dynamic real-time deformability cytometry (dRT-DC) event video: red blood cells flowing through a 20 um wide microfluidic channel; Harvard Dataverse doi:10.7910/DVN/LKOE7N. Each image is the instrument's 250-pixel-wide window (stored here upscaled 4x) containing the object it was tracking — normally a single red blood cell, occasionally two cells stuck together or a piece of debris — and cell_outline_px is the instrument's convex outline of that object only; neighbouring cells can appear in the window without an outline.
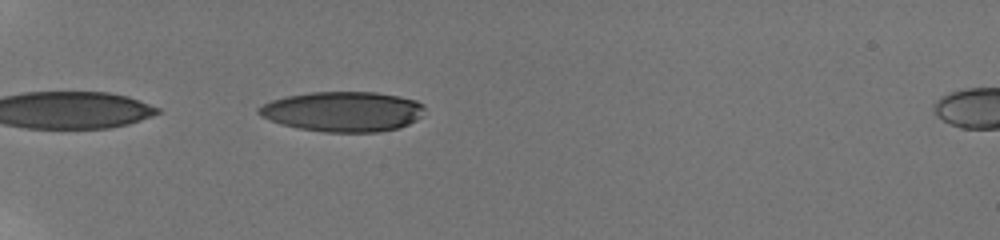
{"species": "human", "species_latin": "Homo sapiens", "temperature_condition": "room temperature", "stored_images_in_passage": 25, "camera_frame_rate_fps": 3000, "um_per_image_px": 0.085, "donor": {"sex": "male"}, "frame": {"image": 1, "passage_image": 1, "time_ms": 0.0, "image_size_px": [1000, 240], "cell_outline_px": [[424, 108], [420, 116], [416, 120], [400, 128], [380, 132], [324, 132], [300, 128], [280, 124], [260, 116], [256, 112], [256, 108], [272, 100], [288, 96], [312, 92], [376, 92], [400, 96], [416, 100], [424, 104]], "centroid_in_image_um": [29.15, 9.48], "position_along_channel_um": 55.8, "area_um2": 38.84}}
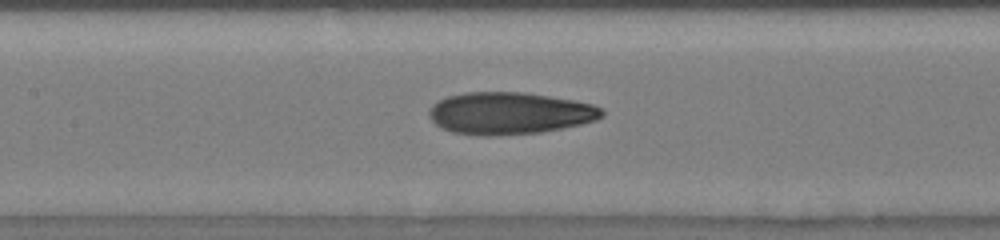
{"frame": {"image": 2, "passage_image": 9, "time_ms": 3.667, "image_size_px": [1000, 240], "cell_outline_px": [[604, 116], [596, 120], [580, 124], [540, 132], [488, 136], [480, 136], [452, 132], [436, 124], [428, 116], [428, 112], [432, 104], [448, 96], [464, 92], [524, 92], [576, 100], [592, 104], [600, 108], [604, 112]], "centroid_in_image_um": [43.3, 9.62], "position_along_channel_um": 164.1, "area_um2": 42.37}}
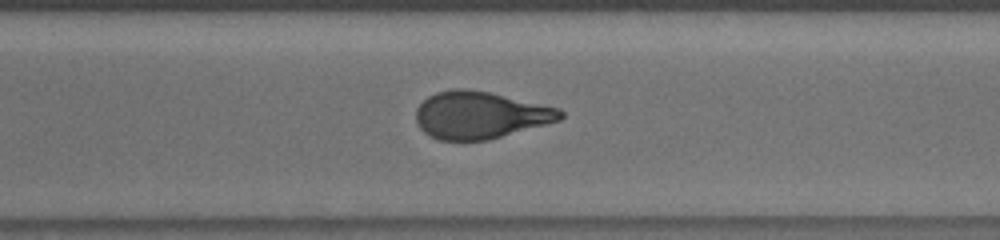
{"frame": {"image": 3, "passage_image": 18, "time_ms": 8.0, "image_size_px": [1000, 240], "cell_outline_px": [[564, 116], [560, 120], [488, 140], [440, 140], [428, 136], [416, 124], [416, 108], [428, 96], [436, 92], [456, 88], [468, 88], [488, 92], [560, 108], [564, 112]], "centroid_in_image_um": [40.79, 9.78], "position_along_channel_um": 329.8, "area_um2": 39.71}, "authors_computed_cell_mechanics": {"area_um2": 40.8068, "velocity_mm_per_s": 3.8311, "shape_relaxation_time_tau1_ms": null, "shape_relaxation_time_tau2_ms": 1.5465, "deformation_change_tau1": null, "deformation_change_tau2": 0.0921}}